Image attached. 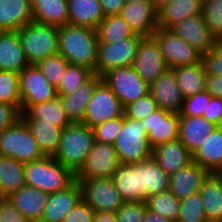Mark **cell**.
Here are the masks:
<instances>
[{
	"label": "cell",
	"instance_id": "6da1fadb",
	"mask_svg": "<svg viewBox=\"0 0 222 222\" xmlns=\"http://www.w3.org/2000/svg\"><path fill=\"white\" fill-rule=\"evenodd\" d=\"M97 32L95 29L65 24L58 27V48L69 64L89 68L96 74Z\"/></svg>",
	"mask_w": 222,
	"mask_h": 222
},
{
	"label": "cell",
	"instance_id": "7a4b0ae2",
	"mask_svg": "<svg viewBox=\"0 0 222 222\" xmlns=\"http://www.w3.org/2000/svg\"><path fill=\"white\" fill-rule=\"evenodd\" d=\"M94 141L92 128L82 122H71L62 131L54 158L75 175L84 165Z\"/></svg>",
	"mask_w": 222,
	"mask_h": 222
},
{
	"label": "cell",
	"instance_id": "3957f363",
	"mask_svg": "<svg viewBox=\"0 0 222 222\" xmlns=\"http://www.w3.org/2000/svg\"><path fill=\"white\" fill-rule=\"evenodd\" d=\"M24 177L26 185L48 194L65 189L75 180L68 168L50 156L26 163Z\"/></svg>",
	"mask_w": 222,
	"mask_h": 222
},
{
	"label": "cell",
	"instance_id": "277c9868",
	"mask_svg": "<svg viewBox=\"0 0 222 222\" xmlns=\"http://www.w3.org/2000/svg\"><path fill=\"white\" fill-rule=\"evenodd\" d=\"M19 40L30 65L59 54L58 27L31 22L19 29Z\"/></svg>",
	"mask_w": 222,
	"mask_h": 222
},
{
	"label": "cell",
	"instance_id": "5b68a950",
	"mask_svg": "<svg viewBox=\"0 0 222 222\" xmlns=\"http://www.w3.org/2000/svg\"><path fill=\"white\" fill-rule=\"evenodd\" d=\"M0 156L11 157L24 164L44 157L22 117L0 132Z\"/></svg>",
	"mask_w": 222,
	"mask_h": 222
},
{
	"label": "cell",
	"instance_id": "8992f818",
	"mask_svg": "<svg viewBox=\"0 0 222 222\" xmlns=\"http://www.w3.org/2000/svg\"><path fill=\"white\" fill-rule=\"evenodd\" d=\"M113 146L121 164H134L149 159L152 149L143 122L124 115L122 129Z\"/></svg>",
	"mask_w": 222,
	"mask_h": 222
},
{
	"label": "cell",
	"instance_id": "52a82bcc",
	"mask_svg": "<svg viewBox=\"0 0 222 222\" xmlns=\"http://www.w3.org/2000/svg\"><path fill=\"white\" fill-rule=\"evenodd\" d=\"M151 36L156 40L168 69L201 63L202 53L169 29L157 28Z\"/></svg>",
	"mask_w": 222,
	"mask_h": 222
},
{
	"label": "cell",
	"instance_id": "ba28073f",
	"mask_svg": "<svg viewBox=\"0 0 222 222\" xmlns=\"http://www.w3.org/2000/svg\"><path fill=\"white\" fill-rule=\"evenodd\" d=\"M102 80L121 101L123 107L149 93L150 86L137 74L133 66L109 70L102 75Z\"/></svg>",
	"mask_w": 222,
	"mask_h": 222
},
{
	"label": "cell",
	"instance_id": "9c48e42d",
	"mask_svg": "<svg viewBox=\"0 0 222 222\" xmlns=\"http://www.w3.org/2000/svg\"><path fill=\"white\" fill-rule=\"evenodd\" d=\"M142 38L131 36L120 42L98 43L96 74L102 76L114 68L132 66Z\"/></svg>",
	"mask_w": 222,
	"mask_h": 222
},
{
	"label": "cell",
	"instance_id": "30bf717a",
	"mask_svg": "<svg viewBox=\"0 0 222 222\" xmlns=\"http://www.w3.org/2000/svg\"><path fill=\"white\" fill-rule=\"evenodd\" d=\"M120 165L118 154L112 144L94 141L84 165L75 174V180L111 177Z\"/></svg>",
	"mask_w": 222,
	"mask_h": 222
},
{
	"label": "cell",
	"instance_id": "8fae6325",
	"mask_svg": "<svg viewBox=\"0 0 222 222\" xmlns=\"http://www.w3.org/2000/svg\"><path fill=\"white\" fill-rule=\"evenodd\" d=\"M124 115V107L121 101L113 93L110 87L102 81L92 96L82 123L94 128L106 121Z\"/></svg>",
	"mask_w": 222,
	"mask_h": 222
},
{
	"label": "cell",
	"instance_id": "7c38bea8",
	"mask_svg": "<svg viewBox=\"0 0 222 222\" xmlns=\"http://www.w3.org/2000/svg\"><path fill=\"white\" fill-rule=\"evenodd\" d=\"M82 199L95 211L116 212L124 203L111 177L78 181Z\"/></svg>",
	"mask_w": 222,
	"mask_h": 222
},
{
	"label": "cell",
	"instance_id": "4fadbf2b",
	"mask_svg": "<svg viewBox=\"0 0 222 222\" xmlns=\"http://www.w3.org/2000/svg\"><path fill=\"white\" fill-rule=\"evenodd\" d=\"M19 75L21 113L31 105L58 97L57 89L51 85L36 65L27 66Z\"/></svg>",
	"mask_w": 222,
	"mask_h": 222
},
{
	"label": "cell",
	"instance_id": "5bb4252c",
	"mask_svg": "<svg viewBox=\"0 0 222 222\" xmlns=\"http://www.w3.org/2000/svg\"><path fill=\"white\" fill-rule=\"evenodd\" d=\"M132 66L149 86L168 69L159 46L152 36L141 39Z\"/></svg>",
	"mask_w": 222,
	"mask_h": 222
},
{
	"label": "cell",
	"instance_id": "9a60e30c",
	"mask_svg": "<svg viewBox=\"0 0 222 222\" xmlns=\"http://www.w3.org/2000/svg\"><path fill=\"white\" fill-rule=\"evenodd\" d=\"M151 149L179 139V114L158 108L142 120Z\"/></svg>",
	"mask_w": 222,
	"mask_h": 222
},
{
	"label": "cell",
	"instance_id": "2e32d148",
	"mask_svg": "<svg viewBox=\"0 0 222 222\" xmlns=\"http://www.w3.org/2000/svg\"><path fill=\"white\" fill-rule=\"evenodd\" d=\"M120 16L135 34L143 37L151 36L158 28V11L151 0L126 3Z\"/></svg>",
	"mask_w": 222,
	"mask_h": 222
},
{
	"label": "cell",
	"instance_id": "e0dca14e",
	"mask_svg": "<svg viewBox=\"0 0 222 222\" xmlns=\"http://www.w3.org/2000/svg\"><path fill=\"white\" fill-rule=\"evenodd\" d=\"M169 30L202 54L208 52L217 43L216 38L206 26L202 14L186 18L171 26Z\"/></svg>",
	"mask_w": 222,
	"mask_h": 222
},
{
	"label": "cell",
	"instance_id": "ac0fdd59",
	"mask_svg": "<svg viewBox=\"0 0 222 222\" xmlns=\"http://www.w3.org/2000/svg\"><path fill=\"white\" fill-rule=\"evenodd\" d=\"M149 93L157 103L158 108L169 113L180 114L183 97L177 84L173 69H167L149 88Z\"/></svg>",
	"mask_w": 222,
	"mask_h": 222
},
{
	"label": "cell",
	"instance_id": "d6986e66",
	"mask_svg": "<svg viewBox=\"0 0 222 222\" xmlns=\"http://www.w3.org/2000/svg\"><path fill=\"white\" fill-rule=\"evenodd\" d=\"M81 199L80 183L74 180L65 189L50 194L39 222H63L66 215Z\"/></svg>",
	"mask_w": 222,
	"mask_h": 222
},
{
	"label": "cell",
	"instance_id": "ffe728a7",
	"mask_svg": "<svg viewBox=\"0 0 222 222\" xmlns=\"http://www.w3.org/2000/svg\"><path fill=\"white\" fill-rule=\"evenodd\" d=\"M50 194L34 187L24 185L6 197L27 219L39 222Z\"/></svg>",
	"mask_w": 222,
	"mask_h": 222
},
{
	"label": "cell",
	"instance_id": "44dd1931",
	"mask_svg": "<svg viewBox=\"0 0 222 222\" xmlns=\"http://www.w3.org/2000/svg\"><path fill=\"white\" fill-rule=\"evenodd\" d=\"M209 174L207 169L192 161L177 173L170 175L169 190L181 200L200 192L203 182Z\"/></svg>",
	"mask_w": 222,
	"mask_h": 222
},
{
	"label": "cell",
	"instance_id": "7402d4cb",
	"mask_svg": "<svg viewBox=\"0 0 222 222\" xmlns=\"http://www.w3.org/2000/svg\"><path fill=\"white\" fill-rule=\"evenodd\" d=\"M152 157L168 174L177 173L193 161V154L179 140H174L152 149Z\"/></svg>",
	"mask_w": 222,
	"mask_h": 222
},
{
	"label": "cell",
	"instance_id": "603a6c76",
	"mask_svg": "<svg viewBox=\"0 0 222 222\" xmlns=\"http://www.w3.org/2000/svg\"><path fill=\"white\" fill-rule=\"evenodd\" d=\"M30 63L17 31H0V70L20 74Z\"/></svg>",
	"mask_w": 222,
	"mask_h": 222
},
{
	"label": "cell",
	"instance_id": "cb8c5ba5",
	"mask_svg": "<svg viewBox=\"0 0 222 222\" xmlns=\"http://www.w3.org/2000/svg\"><path fill=\"white\" fill-rule=\"evenodd\" d=\"M102 76L94 74L79 89L67 96H58L65 113L71 122H82L87 106L94 95L97 86L102 82Z\"/></svg>",
	"mask_w": 222,
	"mask_h": 222
},
{
	"label": "cell",
	"instance_id": "d4e9b609",
	"mask_svg": "<svg viewBox=\"0 0 222 222\" xmlns=\"http://www.w3.org/2000/svg\"><path fill=\"white\" fill-rule=\"evenodd\" d=\"M133 165L140 171L143 202H145L147 197L169 190L170 175L159 166L152 156Z\"/></svg>",
	"mask_w": 222,
	"mask_h": 222
},
{
	"label": "cell",
	"instance_id": "484cf974",
	"mask_svg": "<svg viewBox=\"0 0 222 222\" xmlns=\"http://www.w3.org/2000/svg\"><path fill=\"white\" fill-rule=\"evenodd\" d=\"M33 21L30 0H0V31H18Z\"/></svg>",
	"mask_w": 222,
	"mask_h": 222
},
{
	"label": "cell",
	"instance_id": "4316f807",
	"mask_svg": "<svg viewBox=\"0 0 222 222\" xmlns=\"http://www.w3.org/2000/svg\"><path fill=\"white\" fill-rule=\"evenodd\" d=\"M217 127L204 117H179V140L193 154Z\"/></svg>",
	"mask_w": 222,
	"mask_h": 222
},
{
	"label": "cell",
	"instance_id": "83f0119b",
	"mask_svg": "<svg viewBox=\"0 0 222 222\" xmlns=\"http://www.w3.org/2000/svg\"><path fill=\"white\" fill-rule=\"evenodd\" d=\"M111 178L124 202H143L140 171L133 164H121Z\"/></svg>",
	"mask_w": 222,
	"mask_h": 222
},
{
	"label": "cell",
	"instance_id": "f1b7e54d",
	"mask_svg": "<svg viewBox=\"0 0 222 222\" xmlns=\"http://www.w3.org/2000/svg\"><path fill=\"white\" fill-rule=\"evenodd\" d=\"M193 162L210 173H222V126H218L193 153Z\"/></svg>",
	"mask_w": 222,
	"mask_h": 222
},
{
	"label": "cell",
	"instance_id": "f546056e",
	"mask_svg": "<svg viewBox=\"0 0 222 222\" xmlns=\"http://www.w3.org/2000/svg\"><path fill=\"white\" fill-rule=\"evenodd\" d=\"M200 195L208 222H222V173H210Z\"/></svg>",
	"mask_w": 222,
	"mask_h": 222
},
{
	"label": "cell",
	"instance_id": "4dcf8cb0",
	"mask_svg": "<svg viewBox=\"0 0 222 222\" xmlns=\"http://www.w3.org/2000/svg\"><path fill=\"white\" fill-rule=\"evenodd\" d=\"M104 17L99 0H68V24L96 30Z\"/></svg>",
	"mask_w": 222,
	"mask_h": 222
},
{
	"label": "cell",
	"instance_id": "1f68e13d",
	"mask_svg": "<svg viewBox=\"0 0 222 222\" xmlns=\"http://www.w3.org/2000/svg\"><path fill=\"white\" fill-rule=\"evenodd\" d=\"M25 122H54L56 127L65 128L71 123L59 97L47 102L31 105L21 113Z\"/></svg>",
	"mask_w": 222,
	"mask_h": 222
},
{
	"label": "cell",
	"instance_id": "d6a6232c",
	"mask_svg": "<svg viewBox=\"0 0 222 222\" xmlns=\"http://www.w3.org/2000/svg\"><path fill=\"white\" fill-rule=\"evenodd\" d=\"M34 22L55 27L68 24V0H30Z\"/></svg>",
	"mask_w": 222,
	"mask_h": 222
},
{
	"label": "cell",
	"instance_id": "836d02e7",
	"mask_svg": "<svg viewBox=\"0 0 222 222\" xmlns=\"http://www.w3.org/2000/svg\"><path fill=\"white\" fill-rule=\"evenodd\" d=\"M203 0H173L158 11V28L169 29L178 22L202 13Z\"/></svg>",
	"mask_w": 222,
	"mask_h": 222
},
{
	"label": "cell",
	"instance_id": "e575fe53",
	"mask_svg": "<svg viewBox=\"0 0 222 222\" xmlns=\"http://www.w3.org/2000/svg\"><path fill=\"white\" fill-rule=\"evenodd\" d=\"M25 164L0 156V198H6L25 185Z\"/></svg>",
	"mask_w": 222,
	"mask_h": 222
},
{
	"label": "cell",
	"instance_id": "d590c367",
	"mask_svg": "<svg viewBox=\"0 0 222 222\" xmlns=\"http://www.w3.org/2000/svg\"><path fill=\"white\" fill-rule=\"evenodd\" d=\"M183 98L205 91L206 72L202 62L173 68Z\"/></svg>",
	"mask_w": 222,
	"mask_h": 222
},
{
	"label": "cell",
	"instance_id": "8d00e7d4",
	"mask_svg": "<svg viewBox=\"0 0 222 222\" xmlns=\"http://www.w3.org/2000/svg\"><path fill=\"white\" fill-rule=\"evenodd\" d=\"M44 156L54 157L57 153L64 128L56 127L54 122H26Z\"/></svg>",
	"mask_w": 222,
	"mask_h": 222
},
{
	"label": "cell",
	"instance_id": "74e56055",
	"mask_svg": "<svg viewBox=\"0 0 222 222\" xmlns=\"http://www.w3.org/2000/svg\"><path fill=\"white\" fill-rule=\"evenodd\" d=\"M98 43H114L135 34L128 23L120 15L106 16L96 28Z\"/></svg>",
	"mask_w": 222,
	"mask_h": 222
},
{
	"label": "cell",
	"instance_id": "f35d334b",
	"mask_svg": "<svg viewBox=\"0 0 222 222\" xmlns=\"http://www.w3.org/2000/svg\"><path fill=\"white\" fill-rule=\"evenodd\" d=\"M147 210L176 222L179 216L180 199L170 190L147 197Z\"/></svg>",
	"mask_w": 222,
	"mask_h": 222
},
{
	"label": "cell",
	"instance_id": "ab89813d",
	"mask_svg": "<svg viewBox=\"0 0 222 222\" xmlns=\"http://www.w3.org/2000/svg\"><path fill=\"white\" fill-rule=\"evenodd\" d=\"M94 75L89 68L69 64L61 78V83L57 88L58 96H67L79 89L87 80Z\"/></svg>",
	"mask_w": 222,
	"mask_h": 222
},
{
	"label": "cell",
	"instance_id": "60d3db41",
	"mask_svg": "<svg viewBox=\"0 0 222 222\" xmlns=\"http://www.w3.org/2000/svg\"><path fill=\"white\" fill-rule=\"evenodd\" d=\"M0 102L14 106L21 113L20 75L0 70Z\"/></svg>",
	"mask_w": 222,
	"mask_h": 222
},
{
	"label": "cell",
	"instance_id": "b9f144b4",
	"mask_svg": "<svg viewBox=\"0 0 222 222\" xmlns=\"http://www.w3.org/2000/svg\"><path fill=\"white\" fill-rule=\"evenodd\" d=\"M176 222H208L200 192L180 200L179 216Z\"/></svg>",
	"mask_w": 222,
	"mask_h": 222
},
{
	"label": "cell",
	"instance_id": "7bdbcfd3",
	"mask_svg": "<svg viewBox=\"0 0 222 222\" xmlns=\"http://www.w3.org/2000/svg\"><path fill=\"white\" fill-rule=\"evenodd\" d=\"M202 17L217 41H222V0H203Z\"/></svg>",
	"mask_w": 222,
	"mask_h": 222
},
{
	"label": "cell",
	"instance_id": "ee69618b",
	"mask_svg": "<svg viewBox=\"0 0 222 222\" xmlns=\"http://www.w3.org/2000/svg\"><path fill=\"white\" fill-rule=\"evenodd\" d=\"M35 65L40 69L51 85L57 89L68 66V61L61 54H57L47 57Z\"/></svg>",
	"mask_w": 222,
	"mask_h": 222
},
{
	"label": "cell",
	"instance_id": "f6af8a7d",
	"mask_svg": "<svg viewBox=\"0 0 222 222\" xmlns=\"http://www.w3.org/2000/svg\"><path fill=\"white\" fill-rule=\"evenodd\" d=\"M210 98L211 95L207 91L184 98L179 117H202Z\"/></svg>",
	"mask_w": 222,
	"mask_h": 222
},
{
	"label": "cell",
	"instance_id": "bcb514c9",
	"mask_svg": "<svg viewBox=\"0 0 222 222\" xmlns=\"http://www.w3.org/2000/svg\"><path fill=\"white\" fill-rule=\"evenodd\" d=\"M158 109L157 103L150 93L124 107V115L134 120H143Z\"/></svg>",
	"mask_w": 222,
	"mask_h": 222
},
{
	"label": "cell",
	"instance_id": "7dc6e473",
	"mask_svg": "<svg viewBox=\"0 0 222 222\" xmlns=\"http://www.w3.org/2000/svg\"><path fill=\"white\" fill-rule=\"evenodd\" d=\"M123 122L124 115L94 127L95 141L113 145L122 129Z\"/></svg>",
	"mask_w": 222,
	"mask_h": 222
},
{
	"label": "cell",
	"instance_id": "c3c4849f",
	"mask_svg": "<svg viewBox=\"0 0 222 222\" xmlns=\"http://www.w3.org/2000/svg\"><path fill=\"white\" fill-rule=\"evenodd\" d=\"M146 211L145 202H124L116 211L117 222H143Z\"/></svg>",
	"mask_w": 222,
	"mask_h": 222
},
{
	"label": "cell",
	"instance_id": "681fc988",
	"mask_svg": "<svg viewBox=\"0 0 222 222\" xmlns=\"http://www.w3.org/2000/svg\"><path fill=\"white\" fill-rule=\"evenodd\" d=\"M201 62L206 74L222 75V41H217L212 49L203 53Z\"/></svg>",
	"mask_w": 222,
	"mask_h": 222
},
{
	"label": "cell",
	"instance_id": "f907efd6",
	"mask_svg": "<svg viewBox=\"0 0 222 222\" xmlns=\"http://www.w3.org/2000/svg\"><path fill=\"white\" fill-rule=\"evenodd\" d=\"M95 211L81 199L66 215L63 222H94Z\"/></svg>",
	"mask_w": 222,
	"mask_h": 222
},
{
	"label": "cell",
	"instance_id": "816d5d0a",
	"mask_svg": "<svg viewBox=\"0 0 222 222\" xmlns=\"http://www.w3.org/2000/svg\"><path fill=\"white\" fill-rule=\"evenodd\" d=\"M0 222H31L7 199L0 198Z\"/></svg>",
	"mask_w": 222,
	"mask_h": 222
},
{
	"label": "cell",
	"instance_id": "f5cc1de1",
	"mask_svg": "<svg viewBox=\"0 0 222 222\" xmlns=\"http://www.w3.org/2000/svg\"><path fill=\"white\" fill-rule=\"evenodd\" d=\"M202 117L216 126H222V99L211 97Z\"/></svg>",
	"mask_w": 222,
	"mask_h": 222
},
{
	"label": "cell",
	"instance_id": "db71d44e",
	"mask_svg": "<svg viewBox=\"0 0 222 222\" xmlns=\"http://www.w3.org/2000/svg\"><path fill=\"white\" fill-rule=\"evenodd\" d=\"M21 117V113L9 104L0 102V132L12 125Z\"/></svg>",
	"mask_w": 222,
	"mask_h": 222
},
{
	"label": "cell",
	"instance_id": "11a10c76",
	"mask_svg": "<svg viewBox=\"0 0 222 222\" xmlns=\"http://www.w3.org/2000/svg\"><path fill=\"white\" fill-rule=\"evenodd\" d=\"M205 91H207L211 97L222 99V75L207 74Z\"/></svg>",
	"mask_w": 222,
	"mask_h": 222
},
{
	"label": "cell",
	"instance_id": "9f6ffc18",
	"mask_svg": "<svg viewBox=\"0 0 222 222\" xmlns=\"http://www.w3.org/2000/svg\"><path fill=\"white\" fill-rule=\"evenodd\" d=\"M104 16L120 15L124 0H99Z\"/></svg>",
	"mask_w": 222,
	"mask_h": 222
},
{
	"label": "cell",
	"instance_id": "6f0895ef",
	"mask_svg": "<svg viewBox=\"0 0 222 222\" xmlns=\"http://www.w3.org/2000/svg\"><path fill=\"white\" fill-rule=\"evenodd\" d=\"M94 222H117L116 212H95Z\"/></svg>",
	"mask_w": 222,
	"mask_h": 222
},
{
	"label": "cell",
	"instance_id": "680465c9",
	"mask_svg": "<svg viewBox=\"0 0 222 222\" xmlns=\"http://www.w3.org/2000/svg\"><path fill=\"white\" fill-rule=\"evenodd\" d=\"M143 222H173V221L147 210Z\"/></svg>",
	"mask_w": 222,
	"mask_h": 222
},
{
	"label": "cell",
	"instance_id": "91938a15",
	"mask_svg": "<svg viewBox=\"0 0 222 222\" xmlns=\"http://www.w3.org/2000/svg\"><path fill=\"white\" fill-rule=\"evenodd\" d=\"M154 4V7L157 11H159L161 8H163L165 5L169 4L173 0H151Z\"/></svg>",
	"mask_w": 222,
	"mask_h": 222
},
{
	"label": "cell",
	"instance_id": "94428289",
	"mask_svg": "<svg viewBox=\"0 0 222 222\" xmlns=\"http://www.w3.org/2000/svg\"><path fill=\"white\" fill-rule=\"evenodd\" d=\"M135 1H140V0H124V3H130V2H135Z\"/></svg>",
	"mask_w": 222,
	"mask_h": 222
}]
</instances>
